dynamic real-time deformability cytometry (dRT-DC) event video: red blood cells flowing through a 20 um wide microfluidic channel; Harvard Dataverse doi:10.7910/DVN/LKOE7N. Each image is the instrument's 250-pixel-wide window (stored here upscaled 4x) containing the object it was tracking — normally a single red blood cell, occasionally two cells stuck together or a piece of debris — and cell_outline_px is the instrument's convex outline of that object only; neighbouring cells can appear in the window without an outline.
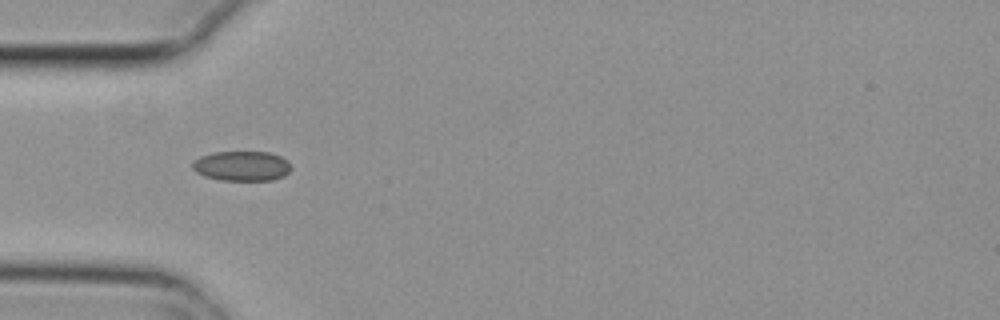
{"species": "common noctule bat (a hibernating species)", "species_latin": "Nyctalus noctula", "temperature_condition": "cold", "stored_images_in_passage": 1, "camera_frame_rate_fps": 3000, "um_per_image_px": 0.085, "animal": {"sex": "female", "body_mass_g": 29.2, "forearm_length_mm": 56.3}, "frame": {"image": 1, "passage_image": 1, "time_ms": 0.0, "image_size_px": [1000, 320], "cell_outline_px": [[292, 168], [284, 176], [272, 180], [220, 180], [204, 176], [196, 172], [192, 168], [192, 164], [200, 156], [212, 152], [268, 152], [280, 156], [288, 160]], "centroid_in_image_um": [20.56, 14.11], "position_along_channel_um": 64.4, "area_um2": 17.22}}